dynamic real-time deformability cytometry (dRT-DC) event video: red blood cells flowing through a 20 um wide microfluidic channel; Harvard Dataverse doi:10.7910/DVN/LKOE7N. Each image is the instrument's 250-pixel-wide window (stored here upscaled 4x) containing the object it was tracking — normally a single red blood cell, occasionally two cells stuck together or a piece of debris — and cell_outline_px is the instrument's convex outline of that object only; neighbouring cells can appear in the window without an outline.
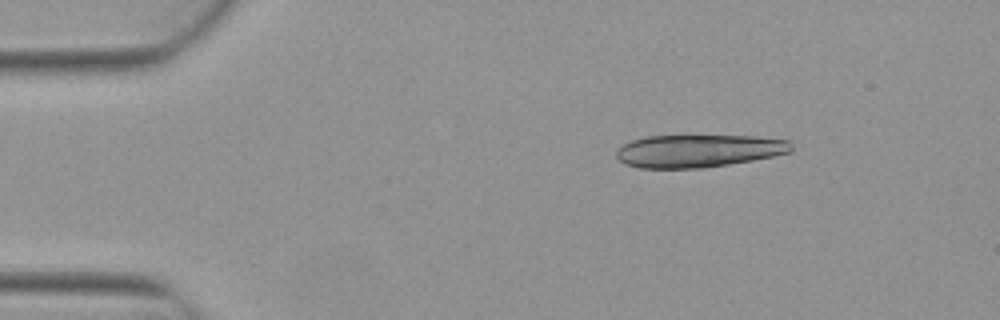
{"species": "Egyptian fruit bat (a non-hibernating species)", "species_latin": "Rousettus aegyptiacus", "temperature_condition": "warm", "stored_images_in_passage": 5, "camera_frame_rate_fps": 3000, "um_per_image_px": 0.085, "animal": {"sex": "female"}, "frame": {"image": 1, "passage_image": 3, "time_ms": 0.667, "image_size_px": [1000, 320], "cell_outline_px": [[792, 152], [752, 160], [704, 168], [640, 168], [624, 164], [616, 156], [616, 152], [624, 144], [632, 140], [648, 136], [688, 132], [756, 136], [792, 140]], "centroid_in_image_um": [59.4, 12.76], "position_along_channel_um": 25.6, "area_um2": 34.91}}